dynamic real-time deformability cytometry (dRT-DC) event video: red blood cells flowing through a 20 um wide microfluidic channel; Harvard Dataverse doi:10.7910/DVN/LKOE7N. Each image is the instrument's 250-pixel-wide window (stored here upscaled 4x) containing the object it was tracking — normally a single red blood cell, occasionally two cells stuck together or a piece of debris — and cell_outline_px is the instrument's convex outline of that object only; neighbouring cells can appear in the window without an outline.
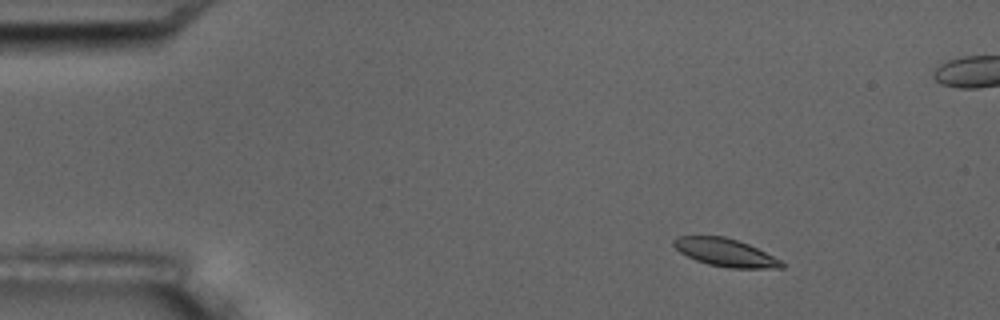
{"species": "common noctule bat (a hibernating species)", "species_latin": "Nyctalus noctula", "temperature_condition": "room temperature", "stored_images_in_passage": 8, "camera_frame_rate_fps": 3000, "um_per_image_px": 0.085, "animal": {"sex": "male", "body_mass_g": 17.5, "forearm_length_mm": 52.3}, "frame": {"image": 1, "passage_image": 2, "time_ms": 1.0, "image_size_px": [1000, 320], "cell_outline_px": [[784, 268], [728, 268], [708, 264], [696, 260], [680, 252], [672, 244], [672, 240], [680, 236], [724, 236], [748, 244], [780, 260], [784, 264]], "centroid_in_image_um": [61.63, 21.46], "position_along_channel_um": 23.4, "area_um2": 17.28}}
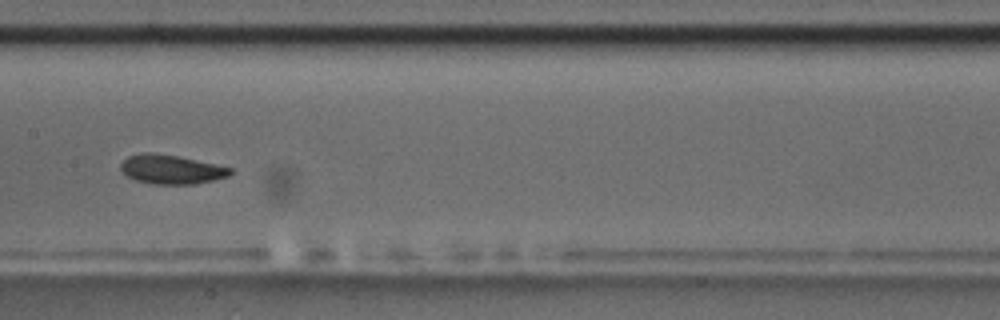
{"frame": {"image": 2, "passage_image": 8, "time_ms": 8.0, "image_size_px": [1000, 320], "cell_outline_px": [[232, 172], [228, 176], [196, 184], [152, 184], [136, 180], [128, 176], [120, 168], [120, 164], [128, 156], [144, 152], [148, 152], [176, 156], [216, 164], [232, 168]], "centroid_in_image_um": [14.55, 14.4], "position_along_channel_um": 192.8, "area_um2": 18.38}}